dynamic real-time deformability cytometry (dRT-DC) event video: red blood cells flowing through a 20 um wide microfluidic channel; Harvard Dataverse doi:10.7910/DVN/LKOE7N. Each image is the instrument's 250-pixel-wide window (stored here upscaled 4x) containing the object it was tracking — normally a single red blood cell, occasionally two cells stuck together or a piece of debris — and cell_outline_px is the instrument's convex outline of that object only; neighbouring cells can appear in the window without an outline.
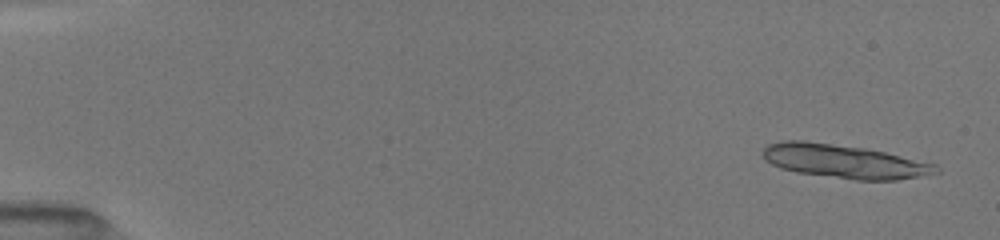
{"species": "common noctule bat (a hibernating species)", "species_latin": "Nyctalus noctula", "temperature_condition": "room temperature", "stored_images_in_passage": 22, "segment_of_instrument_passage": [1, 2], "camera_frame_rate_fps": 3000, "um_per_image_px": 0.085, "animal": {"sex": "female", "body_mass_g": 19.5, "forearm_length_mm": 54.1}, "frame": {"image": 1, "passage_image": 1, "time_ms": 0.0, "image_size_px": [1000, 240], "cell_outline_px": [[940, 172], [896, 180], [856, 180], [796, 172], [780, 168], [764, 160], [764, 148], [768, 144], [784, 140], [804, 140], [864, 148], [884, 152], [936, 164], [940, 168]], "centroid_in_image_um": [71.74, 13.71], "position_along_channel_um": 13.3, "area_um2": 33.76}}